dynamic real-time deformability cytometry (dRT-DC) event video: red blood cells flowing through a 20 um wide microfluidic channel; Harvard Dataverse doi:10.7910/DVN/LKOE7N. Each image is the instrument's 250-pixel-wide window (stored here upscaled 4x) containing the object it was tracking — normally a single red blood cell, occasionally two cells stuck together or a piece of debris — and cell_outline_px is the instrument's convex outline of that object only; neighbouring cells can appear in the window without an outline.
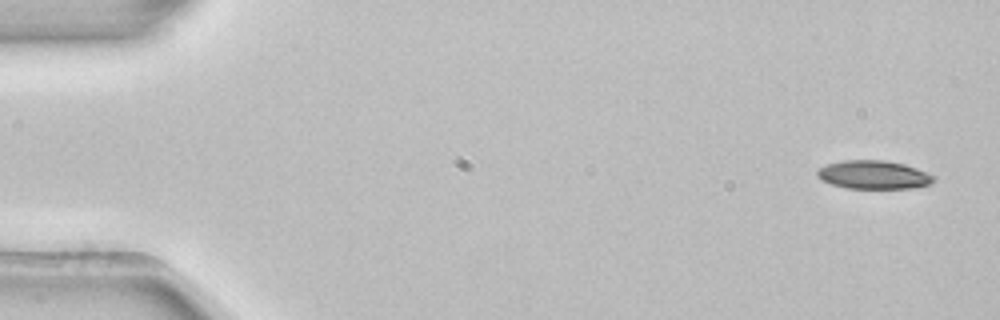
{"species": "common noctule bat (a hibernating species)", "species_latin": "Nyctalus noctula", "temperature_condition": "room temperature", "stored_images_in_passage": 4, "segment_of_instrument_passage": [1, 2], "camera_frame_rate_fps": 3000, "um_per_image_px": 0.085, "animal": {"sex": "female", "body_mass_g": 22.7, "forearm_length_mm": 54.2}, "frame": {"image": 1, "passage_image": 1, "time_ms": 0.0, "image_size_px": [1000, 320], "cell_outline_px": [[936, 180], [928, 184], [908, 188], [848, 188], [832, 184], [816, 176], [816, 168], [828, 164], [844, 160], [884, 160], [904, 164], [916, 168], [936, 176]], "centroid_in_image_um": [74.24, 14.84], "position_along_channel_um": 10.8, "area_um2": 19.19}}
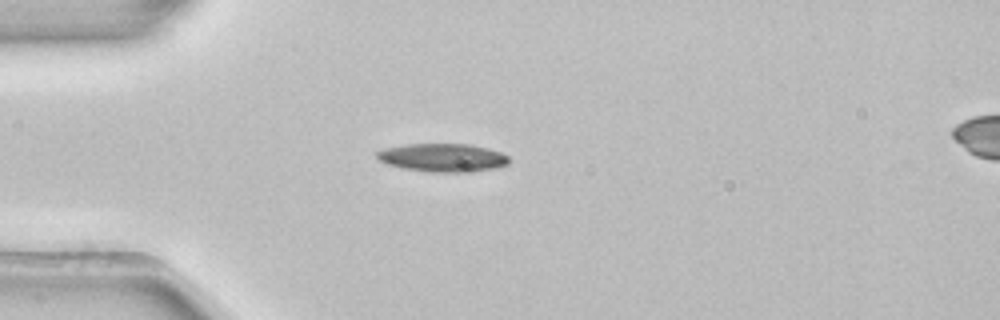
{"frame": {"image": 2, "passage_image": 3, "time_ms": 0.667, "image_size_px": [1000, 320], "cell_outline_px": [[508, 164], [496, 168], [472, 172], [432, 172], [404, 168], [388, 164], [380, 160], [376, 156], [376, 152], [384, 148], [408, 144], [468, 144], [488, 148], [500, 152], [508, 156]], "centroid_in_image_um": [37.65, 13.4], "position_along_channel_um": 47.3, "area_um2": 21.68}}